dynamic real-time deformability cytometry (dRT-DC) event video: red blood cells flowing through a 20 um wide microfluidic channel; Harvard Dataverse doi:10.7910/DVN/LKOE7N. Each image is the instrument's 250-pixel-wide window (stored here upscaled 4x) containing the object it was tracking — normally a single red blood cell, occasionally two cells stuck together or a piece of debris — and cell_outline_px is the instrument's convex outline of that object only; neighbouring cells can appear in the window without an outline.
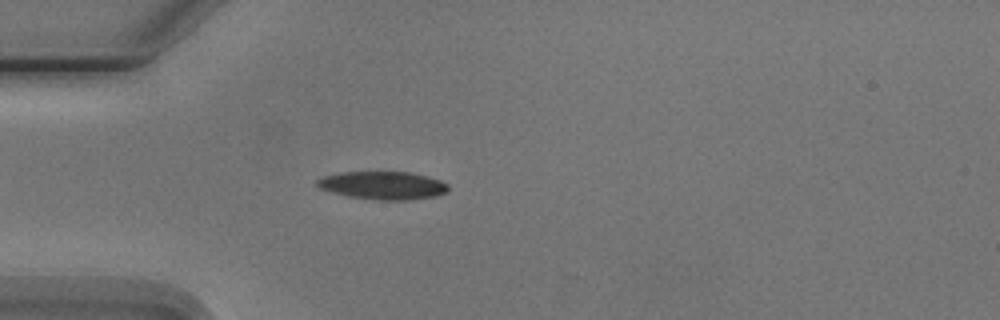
{"species": "Egyptian fruit bat (a non-hibernating species)", "species_latin": "Rousettus aegyptiacus", "temperature_condition": "cold", "stored_images_in_passage": 5, "camera_frame_rate_fps": 3000, "um_per_image_px": 0.085, "animal": {"sex": "male"}, "frame": {"image": 1, "passage_image": 5, "time_ms": 4.667, "image_size_px": [1000, 320], "cell_outline_px": [[448, 192], [436, 196], [408, 200], [380, 200], [348, 196], [332, 192], [320, 188], [316, 184], [316, 180], [324, 176], [340, 172], [412, 172], [440, 180], [448, 184]], "centroid_in_image_um": [32.57, 15.76], "position_along_channel_um": 52.4, "area_um2": 21.39}}